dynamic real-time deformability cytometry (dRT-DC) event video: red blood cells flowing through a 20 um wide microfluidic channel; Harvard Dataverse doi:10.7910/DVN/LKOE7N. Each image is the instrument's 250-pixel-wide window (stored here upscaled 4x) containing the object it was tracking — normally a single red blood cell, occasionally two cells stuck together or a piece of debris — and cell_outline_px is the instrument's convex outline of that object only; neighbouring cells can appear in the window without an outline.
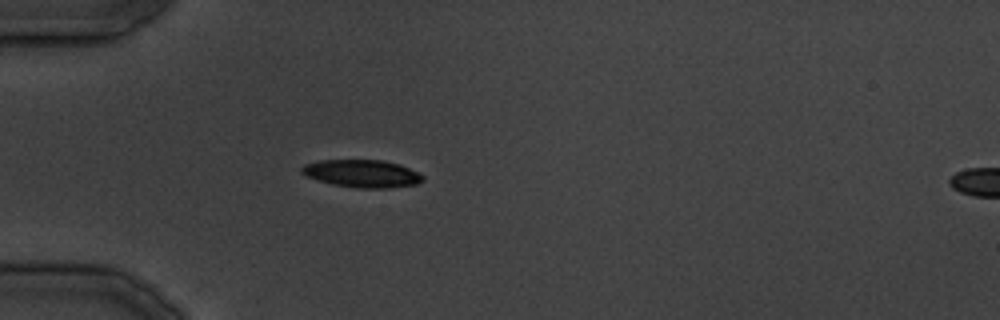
{"species": "common noctule bat (a hibernating species)", "species_latin": "Nyctalus noctula", "temperature_condition": "cold", "stored_images_in_passage": 35, "camera_frame_rate_fps": 3000, "um_per_image_px": 0.085, "animal": {"sex": "male", "body_mass_g": 19.5, "forearm_length_mm": 54.6}, "frame": {"image": 1, "passage_image": 10, "time_ms": 11.0, "image_size_px": [1000, 320], "cell_outline_px": [[424, 180], [416, 184], [388, 188], [356, 188], [332, 184], [308, 176], [300, 172], [300, 168], [304, 164], [316, 160], [384, 160], [400, 164], [424, 176]], "centroid_in_image_um": [30.76, 14.74], "position_along_channel_um": 54.2, "area_um2": 19.48}}
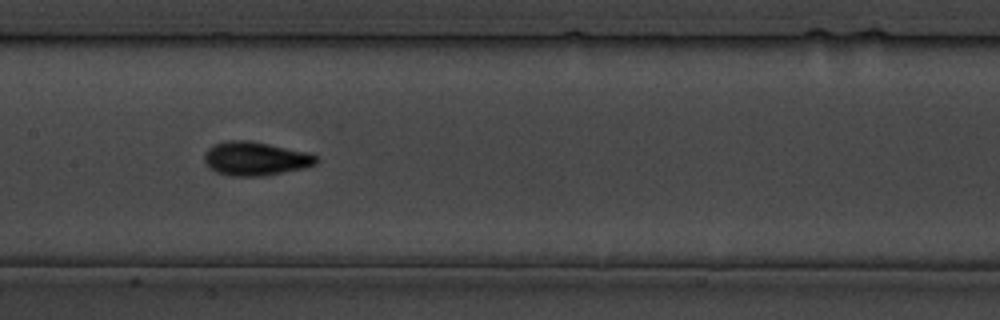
{"frame": {"image": 2, "passage_image": 18, "time_ms": 20.333, "image_size_px": [1000, 320], "cell_outline_px": [[320, 160], [316, 164], [304, 168], [260, 176], [232, 176], [216, 172], [208, 168], [204, 164], [204, 156], [208, 148], [212, 144], [228, 140], [248, 140], [308, 152], [316, 156]], "centroid_in_image_um": [21.67, 13.48], "position_along_channel_um": 185.7, "area_um2": 22.08}}
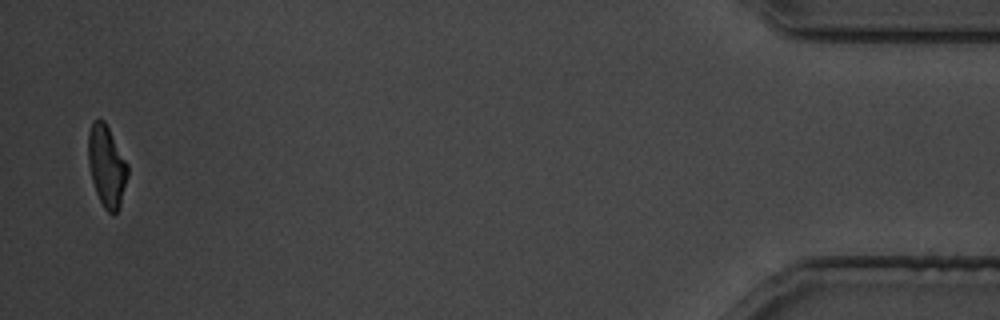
{"frame": {"image": 3, "passage_image": 35, "time_ms": 41.333, "image_size_px": [1000, 320], "cell_outline_px": [[128, 176], [120, 208], [112, 216], [104, 208], [96, 192], [92, 180], [88, 164], [88, 132], [92, 120], [104, 120], [128, 164]], "centroid_in_image_um": [9.07, 14.14], "position_along_channel_um": 426.1, "area_um2": 18.84}}